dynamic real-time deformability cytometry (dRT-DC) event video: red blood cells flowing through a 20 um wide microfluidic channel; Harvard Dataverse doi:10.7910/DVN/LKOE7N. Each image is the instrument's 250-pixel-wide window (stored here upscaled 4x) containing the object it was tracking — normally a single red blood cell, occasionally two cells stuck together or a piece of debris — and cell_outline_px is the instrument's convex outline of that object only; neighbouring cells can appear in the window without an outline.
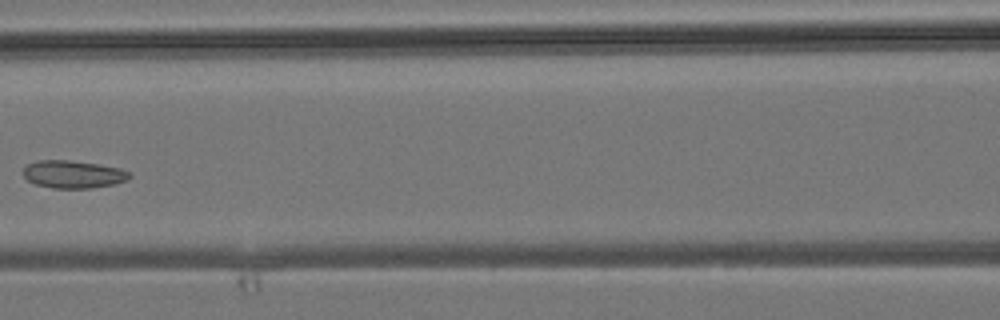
{"species": "common noctule bat (a hibernating species)", "species_latin": "Nyctalus noctula", "temperature_condition": "room temperature", "stored_images_in_passage": 5, "camera_frame_rate_fps": 3000, "um_per_image_px": 0.085, "animal": {"sex": "male", "body_mass_g": 19.2, "forearm_length_mm": 51.8}, "frame": {"image": 1, "passage_image": 5, "time_ms": 5.333, "image_size_px": [1000, 320], "cell_outline_px": [[132, 176], [128, 180], [116, 184], [92, 188], [52, 188], [36, 184], [28, 180], [24, 176], [24, 168], [28, 164], [40, 160], [68, 160], [96, 164], [120, 168], [128, 172]], "centroid_in_image_um": [6.25, 14.82], "position_along_channel_um": 160.3, "area_um2": 17.05}}